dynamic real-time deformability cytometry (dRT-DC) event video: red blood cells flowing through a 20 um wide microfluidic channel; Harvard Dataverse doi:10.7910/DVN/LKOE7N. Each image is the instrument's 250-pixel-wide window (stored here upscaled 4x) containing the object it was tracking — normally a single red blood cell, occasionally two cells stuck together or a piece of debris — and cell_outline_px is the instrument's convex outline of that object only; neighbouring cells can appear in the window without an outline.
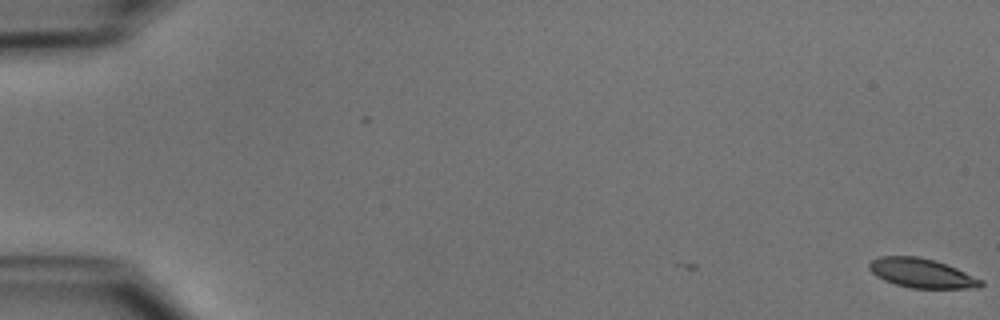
{"species": "common noctule bat (a hibernating species)", "species_latin": "Nyctalus noctula", "temperature_condition": "cold", "stored_images_in_passage": 2, "camera_frame_rate_fps": 3000, "um_per_image_px": 0.085, "animal": {"sex": "male", "body_mass_g": 15.6}, "frame": {"image": 1, "passage_image": 2, "time_ms": 0.333, "image_size_px": [1000, 320], "cell_outline_px": [[984, 284], [980, 288], [912, 288], [896, 284], [884, 280], [876, 276], [868, 268], [868, 264], [872, 260], [880, 256], [920, 256], [936, 260], [956, 268], [984, 280]], "centroid_in_image_um": [78.37, 23.21], "position_along_channel_um": 6.6, "area_um2": 19.19}}